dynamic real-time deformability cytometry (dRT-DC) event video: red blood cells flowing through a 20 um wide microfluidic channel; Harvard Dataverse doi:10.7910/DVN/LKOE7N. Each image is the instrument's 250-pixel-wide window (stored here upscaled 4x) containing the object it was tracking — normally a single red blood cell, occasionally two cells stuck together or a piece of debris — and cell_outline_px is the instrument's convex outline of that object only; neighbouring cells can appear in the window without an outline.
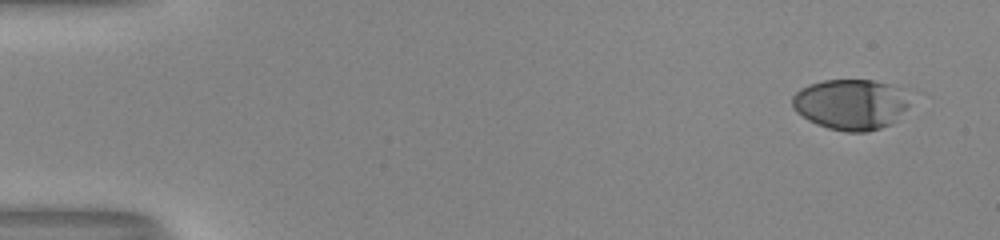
{"species": "human", "species_latin": "Homo sapiens", "temperature_condition": "room temperature", "stored_images_in_passage": 51, "camera_frame_rate_fps": 3000, "um_per_image_px": 0.085, "donor": {"sex": "male"}, "frame": {"image": 1, "passage_image": 1, "time_ms": 0.0, "image_size_px": [1000, 240], "cell_outline_px": [[908, 104], [892, 124], [868, 132], [844, 132], [828, 128], [816, 124], [808, 120], [796, 112], [792, 108], [792, 96], [800, 88], [808, 84], [824, 80], [872, 80], [904, 88]], "centroid_in_image_um": [72.27, 8.87], "position_along_channel_um": 12.7, "area_um2": 34.8}}
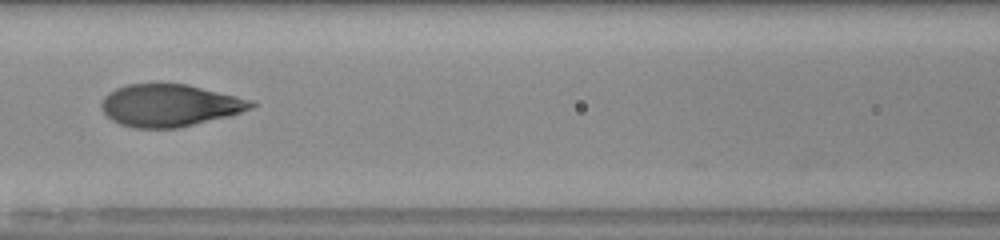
{"frame": {"image": 2, "passage_image": 23, "time_ms": 7.333, "image_size_px": [1000, 240], "cell_outline_px": [[256, 104], [252, 108], [228, 116], [176, 128], [132, 128], [120, 124], [112, 120], [104, 112], [100, 104], [104, 96], [108, 92], [116, 88], [128, 84], [188, 84], [252, 100]], "centroid_in_image_um": [14.39, 8.95], "position_along_channel_um": 152.2, "area_um2": 36.65}}
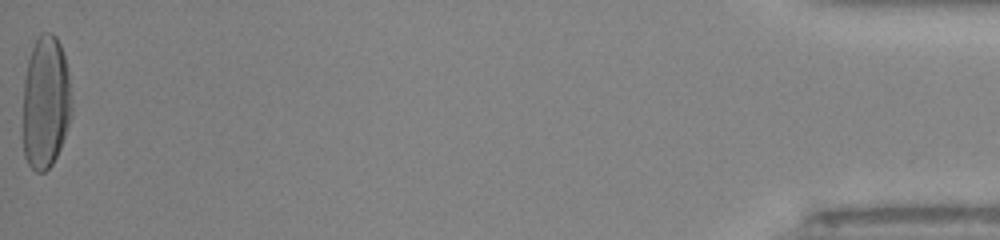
{"frame": {"image": 3, "passage_image": 51, "time_ms": 16.667, "image_size_px": [1000, 240], "cell_outline_px": [[72, 116], [60, 148], [52, 164], [44, 172], [36, 172], [28, 164], [24, 156], [24, 80], [28, 60], [32, 48], [36, 40], [44, 32], [52, 32], [56, 36], [60, 44], [64, 56], [68, 72], [72, 104]], "centroid_in_image_um": [3.9, 8.71], "position_along_channel_um": 431.3, "area_um2": 37.69}, "authors_computed_cell_mechanics": {"area_um2": 36.7608, "velocity_mm_per_s": 4.0447, "shape_relaxation_time_tau1_ms": 4.9527, "shape_relaxation_time_tau2_ms": null, "deformation_change_tau1": 0.2385, "deformation_change_tau2": null}}